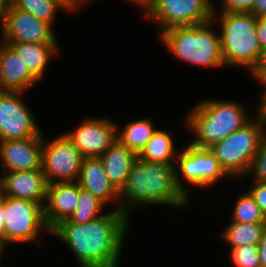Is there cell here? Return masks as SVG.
<instances>
[{"mask_svg": "<svg viewBox=\"0 0 266 267\" xmlns=\"http://www.w3.org/2000/svg\"><path fill=\"white\" fill-rule=\"evenodd\" d=\"M130 217L113 211L85 224L55 225L50 234L66 243L81 267H118Z\"/></svg>", "mask_w": 266, "mask_h": 267, "instance_id": "obj_1", "label": "cell"}, {"mask_svg": "<svg viewBox=\"0 0 266 267\" xmlns=\"http://www.w3.org/2000/svg\"><path fill=\"white\" fill-rule=\"evenodd\" d=\"M116 210L131 217L133 207L163 205L187 207L189 197L178 187L174 165L137 159L119 192ZM140 204V205H139ZM120 205V206H119Z\"/></svg>", "mask_w": 266, "mask_h": 267, "instance_id": "obj_2", "label": "cell"}, {"mask_svg": "<svg viewBox=\"0 0 266 267\" xmlns=\"http://www.w3.org/2000/svg\"><path fill=\"white\" fill-rule=\"evenodd\" d=\"M245 107L228 100H203L189 112L186 125L195 139L190 143L200 148H210L252 120Z\"/></svg>", "mask_w": 266, "mask_h": 267, "instance_id": "obj_3", "label": "cell"}, {"mask_svg": "<svg viewBox=\"0 0 266 267\" xmlns=\"http://www.w3.org/2000/svg\"><path fill=\"white\" fill-rule=\"evenodd\" d=\"M220 13L218 22L221 25V52L225 66L245 67L253 74L265 54L255 30L257 17L251 12Z\"/></svg>", "mask_w": 266, "mask_h": 267, "instance_id": "obj_4", "label": "cell"}, {"mask_svg": "<svg viewBox=\"0 0 266 267\" xmlns=\"http://www.w3.org/2000/svg\"><path fill=\"white\" fill-rule=\"evenodd\" d=\"M214 20L199 25L172 27L159 34V38L180 61L201 67L224 66L221 35L214 31Z\"/></svg>", "mask_w": 266, "mask_h": 267, "instance_id": "obj_5", "label": "cell"}, {"mask_svg": "<svg viewBox=\"0 0 266 267\" xmlns=\"http://www.w3.org/2000/svg\"><path fill=\"white\" fill-rule=\"evenodd\" d=\"M266 137V128L255 118L209 149L217 157L221 168L234 178L247 176L261 141Z\"/></svg>", "mask_w": 266, "mask_h": 267, "instance_id": "obj_6", "label": "cell"}, {"mask_svg": "<svg viewBox=\"0 0 266 267\" xmlns=\"http://www.w3.org/2000/svg\"><path fill=\"white\" fill-rule=\"evenodd\" d=\"M211 0H152L143 11L158 27L160 34L172 27L193 26L215 18Z\"/></svg>", "mask_w": 266, "mask_h": 267, "instance_id": "obj_7", "label": "cell"}, {"mask_svg": "<svg viewBox=\"0 0 266 267\" xmlns=\"http://www.w3.org/2000/svg\"><path fill=\"white\" fill-rule=\"evenodd\" d=\"M178 164L174 165L176 174V183L178 187L190 197L188 185L197 187H210L217 180L228 175L221 168L215 154L209 148H200L189 143L184 150L178 154L176 160ZM180 174V175H179Z\"/></svg>", "mask_w": 266, "mask_h": 267, "instance_id": "obj_8", "label": "cell"}, {"mask_svg": "<svg viewBox=\"0 0 266 267\" xmlns=\"http://www.w3.org/2000/svg\"><path fill=\"white\" fill-rule=\"evenodd\" d=\"M4 233L6 244L30 242L40 231L50 229L44 219L43 207L38 203L4 196Z\"/></svg>", "mask_w": 266, "mask_h": 267, "instance_id": "obj_9", "label": "cell"}, {"mask_svg": "<svg viewBox=\"0 0 266 267\" xmlns=\"http://www.w3.org/2000/svg\"><path fill=\"white\" fill-rule=\"evenodd\" d=\"M45 139L43 136L41 169L47 184L78 181L84 159L81 152L64 134L49 142Z\"/></svg>", "mask_w": 266, "mask_h": 267, "instance_id": "obj_10", "label": "cell"}, {"mask_svg": "<svg viewBox=\"0 0 266 267\" xmlns=\"http://www.w3.org/2000/svg\"><path fill=\"white\" fill-rule=\"evenodd\" d=\"M22 94L0 91V141L43 137Z\"/></svg>", "mask_w": 266, "mask_h": 267, "instance_id": "obj_11", "label": "cell"}, {"mask_svg": "<svg viewBox=\"0 0 266 267\" xmlns=\"http://www.w3.org/2000/svg\"><path fill=\"white\" fill-rule=\"evenodd\" d=\"M1 32L2 42L58 43L50 24L16 9L11 3L8 5Z\"/></svg>", "mask_w": 266, "mask_h": 267, "instance_id": "obj_12", "label": "cell"}, {"mask_svg": "<svg viewBox=\"0 0 266 267\" xmlns=\"http://www.w3.org/2000/svg\"><path fill=\"white\" fill-rule=\"evenodd\" d=\"M117 130L119 127L111 120L95 117L84 120L74 130L63 134L84 158H94L117 141Z\"/></svg>", "mask_w": 266, "mask_h": 267, "instance_id": "obj_13", "label": "cell"}, {"mask_svg": "<svg viewBox=\"0 0 266 267\" xmlns=\"http://www.w3.org/2000/svg\"><path fill=\"white\" fill-rule=\"evenodd\" d=\"M0 193L4 196L25 199L44 207L47 181L42 169L2 172Z\"/></svg>", "mask_w": 266, "mask_h": 267, "instance_id": "obj_14", "label": "cell"}, {"mask_svg": "<svg viewBox=\"0 0 266 267\" xmlns=\"http://www.w3.org/2000/svg\"><path fill=\"white\" fill-rule=\"evenodd\" d=\"M42 144L43 137L0 141L3 172L41 169Z\"/></svg>", "mask_w": 266, "mask_h": 267, "instance_id": "obj_15", "label": "cell"}, {"mask_svg": "<svg viewBox=\"0 0 266 267\" xmlns=\"http://www.w3.org/2000/svg\"><path fill=\"white\" fill-rule=\"evenodd\" d=\"M78 200L79 184L77 181L48 184L46 202L43 207L48 228L51 230L58 223L67 220L76 210Z\"/></svg>", "mask_w": 266, "mask_h": 267, "instance_id": "obj_16", "label": "cell"}, {"mask_svg": "<svg viewBox=\"0 0 266 267\" xmlns=\"http://www.w3.org/2000/svg\"><path fill=\"white\" fill-rule=\"evenodd\" d=\"M38 81L20 56L0 40V91L25 92Z\"/></svg>", "mask_w": 266, "mask_h": 267, "instance_id": "obj_17", "label": "cell"}, {"mask_svg": "<svg viewBox=\"0 0 266 267\" xmlns=\"http://www.w3.org/2000/svg\"><path fill=\"white\" fill-rule=\"evenodd\" d=\"M77 182L105 204H111L115 199L120 201L119 192L110 183L99 157L83 159Z\"/></svg>", "mask_w": 266, "mask_h": 267, "instance_id": "obj_18", "label": "cell"}, {"mask_svg": "<svg viewBox=\"0 0 266 267\" xmlns=\"http://www.w3.org/2000/svg\"><path fill=\"white\" fill-rule=\"evenodd\" d=\"M99 159L103 163L110 183L120 192L126 183L130 170L138 159V154L117 140L99 156Z\"/></svg>", "mask_w": 266, "mask_h": 267, "instance_id": "obj_19", "label": "cell"}, {"mask_svg": "<svg viewBox=\"0 0 266 267\" xmlns=\"http://www.w3.org/2000/svg\"><path fill=\"white\" fill-rule=\"evenodd\" d=\"M22 59L29 71L40 81L45 74L50 58L58 54V43L4 42Z\"/></svg>", "mask_w": 266, "mask_h": 267, "instance_id": "obj_20", "label": "cell"}, {"mask_svg": "<svg viewBox=\"0 0 266 267\" xmlns=\"http://www.w3.org/2000/svg\"><path fill=\"white\" fill-rule=\"evenodd\" d=\"M171 136L166 130L156 129L143 150L138 154V158L147 162H166L175 165L174 160L178 156V151Z\"/></svg>", "mask_w": 266, "mask_h": 267, "instance_id": "obj_21", "label": "cell"}, {"mask_svg": "<svg viewBox=\"0 0 266 267\" xmlns=\"http://www.w3.org/2000/svg\"><path fill=\"white\" fill-rule=\"evenodd\" d=\"M156 131L153 119L130 121L122 131L117 130V140L129 150L139 154Z\"/></svg>", "mask_w": 266, "mask_h": 267, "instance_id": "obj_22", "label": "cell"}, {"mask_svg": "<svg viewBox=\"0 0 266 267\" xmlns=\"http://www.w3.org/2000/svg\"><path fill=\"white\" fill-rule=\"evenodd\" d=\"M231 224L222 231L221 237L228 243L230 249L243 245H259L266 222Z\"/></svg>", "mask_w": 266, "mask_h": 267, "instance_id": "obj_23", "label": "cell"}, {"mask_svg": "<svg viewBox=\"0 0 266 267\" xmlns=\"http://www.w3.org/2000/svg\"><path fill=\"white\" fill-rule=\"evenodd\" d=\"M106 204L90 191L79 186V200L76 210L65 220L67 223L85 224L105 215L101 214Z\"/></svg>", "mask_w": 266, "mask_h": 267, "instance_id": "obj_24", "label": "cell"}, {"mask_svg": "<svg viewBox=\"0 0 266 267\" xmlns=\"http://www.w3.org/2000/svg\"><path fill=\"white\" fill-rule=\"evenodd\" d=\"M10 3L16 9L30 13L52 27L56 12L60 9L65 11V8L56 0H10Z\"/></svg>", "mask_w": 266, "mask_h": 267, "instance_id": "obj_25", "label": "cell"}, {"mask_svg": "<svg viewBox=\"0 0 266 267\" xmlns=\"http://www.w3.org/2000/svg\"><path fill=\"white\" fill-rule=\"evenodd\" d=\"M234 211L231 216L232 221L236 223H257L266 222L265 215L261 212L254 198L247 193H243L236 200Z\"/></svg>", "mask_w": 266, "mask_h": 267, "instance_id": "obj_26", "label": "cell"}, {"mask_svg": "<svg viewBox=\"0 0 266 267\" xmlns=\"http://www.w3.org/2000/svg\"><path fill=\"white\" fill-rule=\"evenodd\" d=\"M229 250L235 267H261L258 245H243Z\"/></svg>", "mask_w": 266, "mask_h": 267, "instance_id": "obj_27", "label": "cell"}, {"mask_svg": "<svg viewBox=\"0 0 266 267\" xmlns=\"http://www.w3.org/2000/svg\"><path fill=\"white\" fill-rule=\"evenodd\" d=\"M253 174L254 181H266V137L261 141L248 174Z\"/></svg>", "mask_w": 266, "mask_h": 267, "instance_id": "obj_28", "label": "cell"}, {"mask_svg": "<svg viewBox=\"0 0 266 267\" xmlns=\"http://www.w3.org/2000/svg\"><path fill=\"white\" fill-rule=\"evenodd\" d=\"M248 192L266 217V181H253V185Z\"/></svg>", "mask_w": 266, "mask_h": 267, "instance_id": "obj_29", "label": "cell"}, {"mask_svg": "<svg viewBox=\"0 0 266 267\" xmlns=\"http://www.w3.org/2000/svg\"><path fill=\"white\" fill-rule=\"evenodd\" d=\"M222 11L251 12L254 0H222Z\"/></svg>", "mask_w": 266, "mask_h": 267, "instance_id": "obj_30", "label": "cell"}, {"mask_svg": "<svg viewBox=\"0 0 266 267\" xmlns=\"http://www.w3.org/2000/svg\"><path fill=\"white\" fill-rule=\"evenodd\" d=\"M261 93L254 117L266 128V90H261Z\"/></svg>", "mask_w": 266, "mask_h": 267, "instance_id": "obj_31", "label": "cell"}, {"mask_svg": "<svg viewBox=\"0 0 266 267\" xmlns=\"http://www.w3.org/2000/svg\"><path fill=\"white\" fill-rule=\"evenodd\" d=\"M255 30L257 33V38L263 49L266 52V17H257Z\"/></svg>", "mask_w": 266, "mask_h": 267, "instance_id": "obj_32", "label": "cell"}, {"mask_svg": "<svg viewBox=\"0 0 266 267\" xmlns=\"http://www.w3.org/2000/svg\"><path fill=\"white\" fill-rule=\"evenodd\" d=\"M59 2L66 11H79L85 3H88L86 0H56Z\"/></svg>", "mask_w": 266, "mask_h": 267, "instance_id": "obj_33", "label": "cell"}, {"mask_svg": "<svg viewBox=\"0 0 266 267\" xmlns=\"http://www.w3.org/2000/svg\"><path fill=\"white\" fill-rule=\"evenodd\" d=\"M261 267H266V227L263 230L261 241L258 245Z\"/></svg>", "mask_w": 266, "mask_h": 267, "instance_id": "obj_34", "label": "cell"}, {"mask_svg": "<svg viewBox=\"0 0 266 267\" xmlns=\"http://www.w3.org/2000/svg\"><path fill=\"white\" fill-rule=\"evenodd\" d=\"M260 82L261 90H266V64H260L258 69L252 74Z\"/></svg>", "mask_w": 266, "mask_h": 267, "instance_id": "obj_35", "label": "cell"}, {"mask_svg": "<svg viewBox=\"0 0 266 267\" xmlns=\"http://www.w3.org/2000/svg\"><path fill=\"white\" fill-rule=\"evenodd\" d=\"M251 13L256 17H266V0H254Z\"/></svg>", "mask_w": 266, "mask_h": 267, "instance_id": "obj_36", "label": "cell"}, {"mask_svg": "<svg viewBox=\"0 0 266 267\" xmlns=\"http://www.w3.org/2000/svg\"><path fill=\"white\" fill-rule=\"evenodd\" d=\"M9 3L10 0H0V30L3 26Z\"/></svg>", "mask_w": 266, "mask_h": 267, "instance_id": "obj_37", "label": "cell"}, {"mask_svg": "<svg viewBox=\"0 0 266 267\" xmlns=\"http://www.w3.org/2000/svg\"><path fill=\"white\" fill-rule=\"evenodd\" d=\"M6 246V238L4 233V222H0V254H3V251H5Z\"/></svg>", "mask_w": 266, "mask_h": 267, "instance_id": "obj_38", "label": "cell"}, {"mask_svg": "<svg viewBox=\"0 0 266 267\" xmlns=\"http://www.w3.org/2000/svg\"><path fill=\"white\" fill-rule=\"evenodd\" d=\"M128 1L135 3V5L137 4V6L140 5L139 7H141L144 11L152 2V0H128Z\"/></svg>", "mask_w": 266, "mask_h": 267, "instance_id": "obj_39", "label": "cell"}, {"mask_svg": "<svg viewBox=\"0 0 266 267\" xmlns=\"http://www.w3.org/2000/svg\"><path fill=\"white\" fill-rule=\"evenodd\" d=\"M5 211H4V195L0 193V222H4Z\"/></svg>", "mask_w": 266, "mask_h": 267, "instance_id": "obj_40", "label": "cell"}, {"mask_svg": "<svg viewBox=\"0 0 266 267\" xmlns=\"http://www.w3.org/2000/svg\"><path fill=\"white\" fill-rule=\"evenodd\" d=\"M261 64H266V52L264 54V59H263V62Z\"/></svg>", "mask_w": 266, "mask_h": 267, "instance_id": "obj_41", "label": "cell"}]
</instances>
